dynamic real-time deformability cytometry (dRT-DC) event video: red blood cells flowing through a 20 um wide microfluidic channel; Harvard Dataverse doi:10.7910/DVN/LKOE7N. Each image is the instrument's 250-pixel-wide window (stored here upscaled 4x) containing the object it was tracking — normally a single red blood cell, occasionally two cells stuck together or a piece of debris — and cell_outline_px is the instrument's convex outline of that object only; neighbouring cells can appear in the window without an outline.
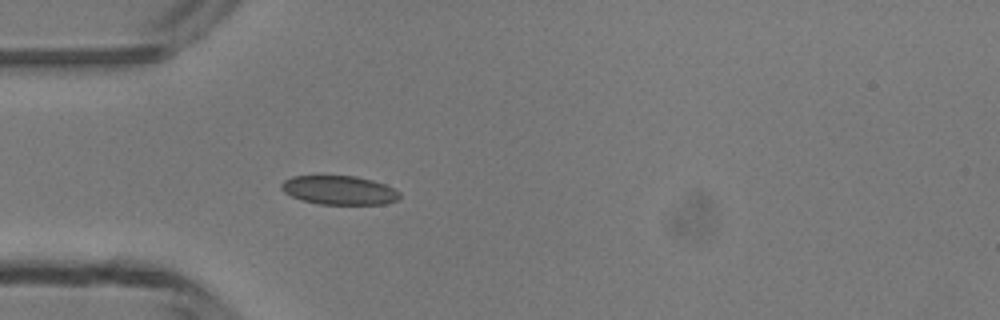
{"species": "common noctule bat (a hibernating species)", "species_latin": "Nyctalus noctula", "temperature_condition": "room temperature", "stored_images_in_passage": 4, "camera_frame_rate_fps": 3000, "um_per_image_px": 0.085, "animal": {"sex": "male", "body_mass_g": 13.3}, "frame": {"image": 1, "passage_image": 4, "time_ms": 3.667, "image_size_px": [1000, 320], "cell_outline_px": [[400, 200], [384, 204], [320, 204], [300, 200], [284, 192], [280, 188], [280, 184], [284, 180], [292, 176], [356, 176], [372, 180], [384, 184], [400, 192]], "centroid_in_image_um": [28.83, 16.17], "position_along_channel_um": 56.2, "area_um2": 20.0}}